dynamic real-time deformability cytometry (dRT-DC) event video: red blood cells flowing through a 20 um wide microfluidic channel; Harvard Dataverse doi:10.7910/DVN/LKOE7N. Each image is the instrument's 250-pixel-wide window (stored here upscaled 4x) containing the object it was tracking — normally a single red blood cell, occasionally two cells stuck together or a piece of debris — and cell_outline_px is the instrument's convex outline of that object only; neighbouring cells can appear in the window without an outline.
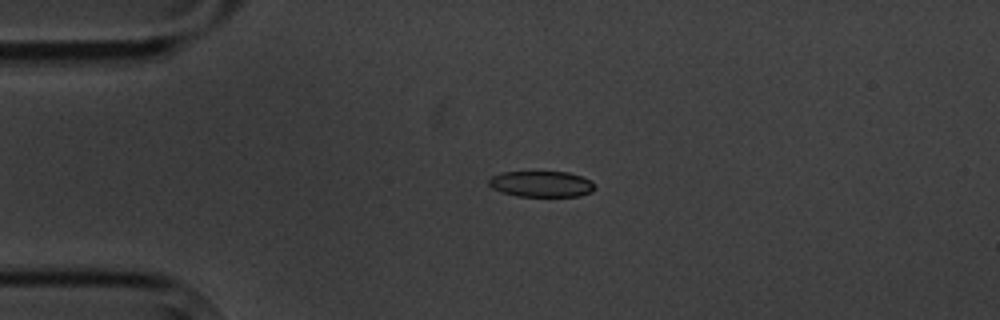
{"species": "common noctule bat (a hibernating species)", "species_latin": "Nyctalus noctula", "temperature_condition": "cold", "stored_images_in_passage": 3, "camera_frame_rate_fps": 3000, "um_per_image_px": 0.085, "animal": {"sex": "male", "body_mass_g": 20.1, "forearm_length_mm": 53.5}, "frame": {"image": 1, "passage_image": 1, "time_ms": 0.0, "image_size_px": [1000, 320], "cell_outline_px": [[592, 192], [580, 196], [516, 196], [500, 192], [492, 188], [488, 184], [488, 180], [492, 176], [504, 172], [568, 172], [580, 176], [588, 180], [592, 184]], "centroid_in_image_um": [45.95, 15.64], "position_along_channel_um": 39.0, "area_um2": 15.84}}
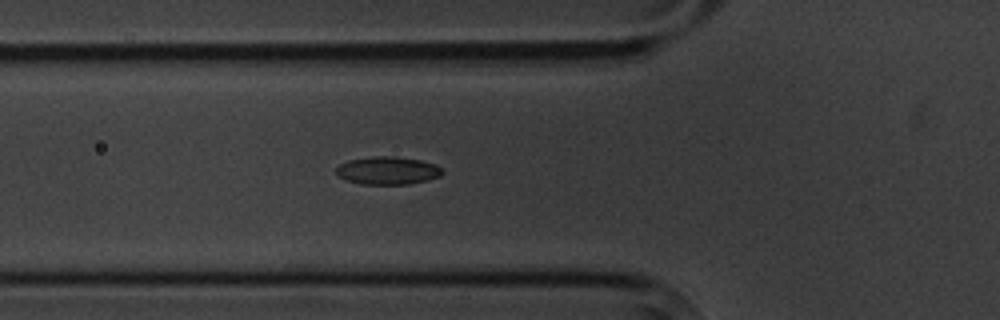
{"frame": {"image": 2, "passage_image": 3, "time_ms": 2.333, "image_size_px": [1000, 320], "cell_outline_px": [[444, 172], [440, 176], [428, 180], [408, 184], [360, 184], [348, 180], [340, 176], [336, 172], [336, 168], [340, 164], [348, 160], [376, 156], [396, 156], [420, 160], [436, 164]], "centroid_in_image_um": [32.98, 14.49], "position_along_channel_um": 92.8, "area_um2": 17.17}}